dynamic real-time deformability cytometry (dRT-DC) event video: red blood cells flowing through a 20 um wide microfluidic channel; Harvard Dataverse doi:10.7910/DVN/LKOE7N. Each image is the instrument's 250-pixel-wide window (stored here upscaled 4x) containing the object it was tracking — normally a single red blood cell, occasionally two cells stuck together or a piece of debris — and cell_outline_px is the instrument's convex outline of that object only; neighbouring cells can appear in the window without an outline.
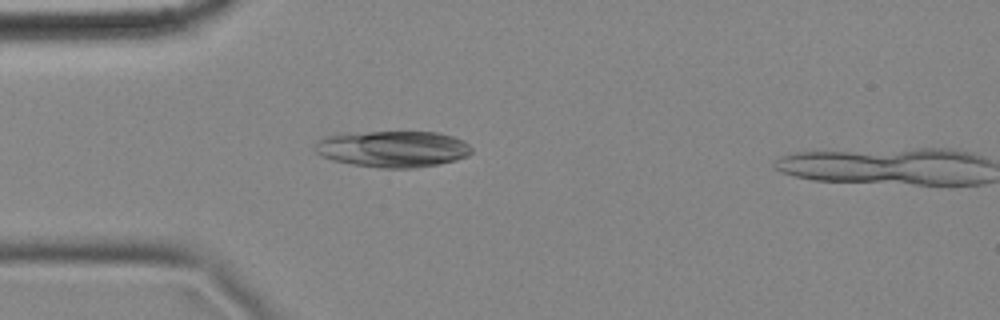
{"species": "common noctule bat (a hibernating species)", "species_latin": "Nyctalus noctula", "temperature_condition": "cold", "stored_images_in_passage": 3, "camera_frame_rate_fps": 3000, "um_per_image_px": 0.085, "animal": {"sex": "female", "body_mass_g": 18.4}, "frame": {"image": 1, "passage_image": 2, "time_ms": 0.333, "image_size_px": [1000, 320], "cell_outline_px": [[472, 152], [468, 156], [456, 160], [440, 164], [412, 168], [380, 168], [352, 164], [332, 160], [320, 156], [312, 148], [324, 136], [344, 132], [436, 132], [452, 136], [464, 140], [472, 148]], "centroid_in_image_um": [33.37, 12.66], "position_along_channel_um": 51.6, "area_um2": 33.58}}